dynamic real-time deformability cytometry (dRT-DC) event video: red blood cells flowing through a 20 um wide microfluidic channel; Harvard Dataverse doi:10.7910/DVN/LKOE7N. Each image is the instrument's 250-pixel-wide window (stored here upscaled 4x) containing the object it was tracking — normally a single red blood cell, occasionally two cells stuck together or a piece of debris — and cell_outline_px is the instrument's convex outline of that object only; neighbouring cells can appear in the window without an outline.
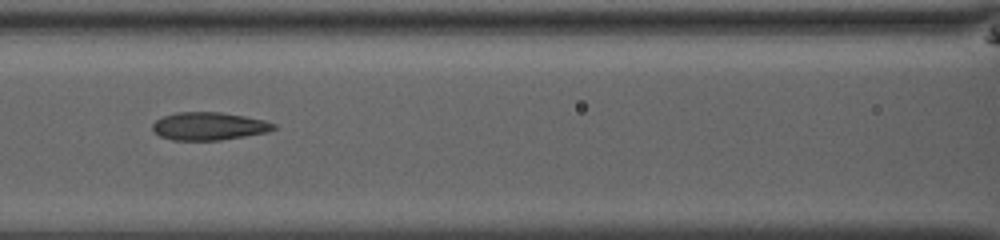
{"species": "common noctule bat (a hibernating species)", "species_latin": "Nyctalus noctula", "temperature_condition": "room temperature", "stored_images_in_passage": 41, "camera_frame_rate_fps": 3000, "um_per_image_px": 0.085, "animal": {"sex": "male", "body_mass_g": 13.0, "forearm_length_mm": 53.1}, "frame": {"image": 1, "passage_image": 25, "time_ms": 8.0, "image_size_px": [1000, 240], "cell_outline_px": [[276, 128], [268, 132], [220, 140], [172, 140], [160, 136], [152, 132], [152, 124], [156, 120], [164, 116], [176, 112], [220, 112], [244, 116], [264, 120], [276, 124]], "centroid_in_image_um": [17.74, 10.72], "position_along_channel_um": 148.9, "area_um2": 19.71}}
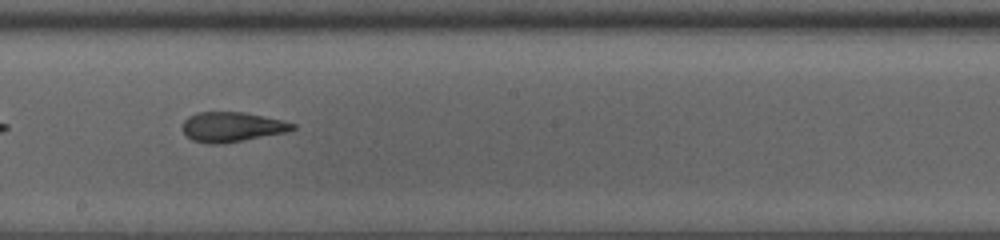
{"frame": {"image": 2, "passage_image": 31, "time_ms": 10.0, "image_size_px": [1000, 240], "cell_outline_px": [[296, 128], [288, 132], [224, 144], [208, 144], [192, 140], [184, 132], [184, 120], [188, 116], [196, 112], [244, 112], [284, 120], [296, 124]], "centroid_in_image_um": [19.76, 10.79], "position_along_channel_um": 228.4, "area_um2": 19.31}}
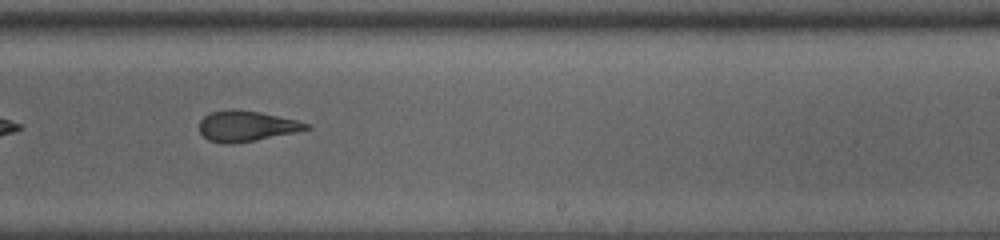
{"frame": {"image": 3, "passage_image": 34, "time_ms": 11.0, "image_size_px": [1000, 240], "cell_outline_px": [[312, 128], [296, 132], [256, 140], [232, 144], [224, 144], [208, 140], [200, 132], [200, 120], [204, 116], [212, 112], [228, 108], [232, 108], [260, 112], [296, 120], [312, 124]], "centroid_in_image_um": [20.95, 10.71], "position_along_channel_um": 268.0, "area_um2": 19.19}}